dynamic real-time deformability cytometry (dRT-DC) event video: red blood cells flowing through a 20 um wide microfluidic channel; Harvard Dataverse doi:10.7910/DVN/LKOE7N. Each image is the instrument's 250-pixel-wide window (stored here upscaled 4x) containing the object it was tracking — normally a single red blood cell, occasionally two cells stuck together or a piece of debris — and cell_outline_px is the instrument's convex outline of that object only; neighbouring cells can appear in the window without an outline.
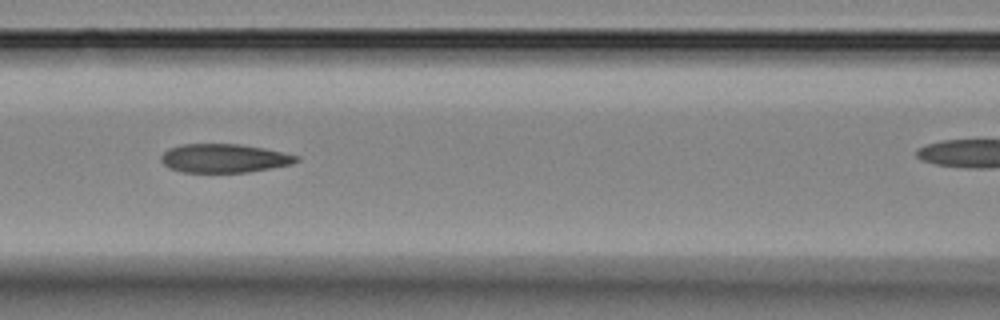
{"species": "Egyptian fruit bat (a non-hibernating species)", "species_latin": "Rousettus aegyptiacus", "temperature_condition": "room temperature", "stored_images_in_passage": 12, "camera_frame_rate_fps": 3000, "um_per_image_px": 0.085, "animal": {"sex": "female"}, "frame": {"image": 1, "passage_image": 6, "time_ms": 7.333, "image_size_px": [1000, 320], "cell_outline_px": [[300, 160], [292, 164], [248, 172], [184, 172], [168, 168], [160, 160], [160, 156], [168, 148], [184, 144], [240, 144], [264, 148], [284, 152], [300, 156]], "centroid_in_image_um": [19.06, 13.45], "position_along_channel_um": 147.5, "area_um2": 22.72}}
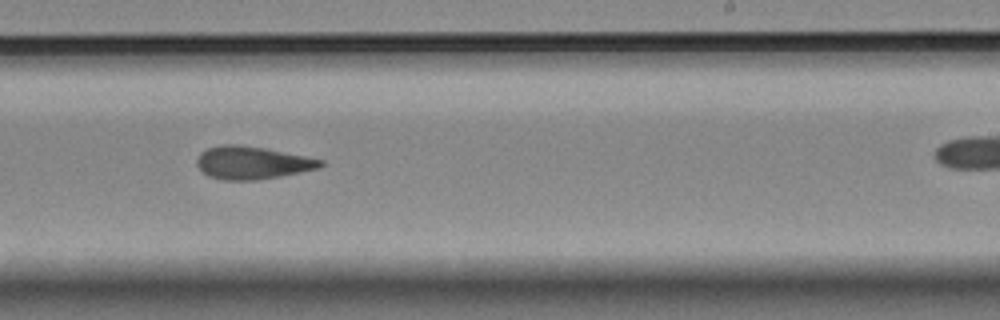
{"frame": {"image": 2, "passage_image": 9, "time_ms": 10.667, "image_size_px": [1000, 320], "cell_outline_px": [[324, 164], [320, 168], [280, 176], [256, 180], [224, 180], [208, 176], [196, 164], [196, 160], [200, 152], [208, 148], [224, 144], [236, 144], [264, 148], [324, 160]], "centroid_in_image_um": [21.42, 13.83], "position_along_channel_um": 267.6, "area_um2": 23.47}}